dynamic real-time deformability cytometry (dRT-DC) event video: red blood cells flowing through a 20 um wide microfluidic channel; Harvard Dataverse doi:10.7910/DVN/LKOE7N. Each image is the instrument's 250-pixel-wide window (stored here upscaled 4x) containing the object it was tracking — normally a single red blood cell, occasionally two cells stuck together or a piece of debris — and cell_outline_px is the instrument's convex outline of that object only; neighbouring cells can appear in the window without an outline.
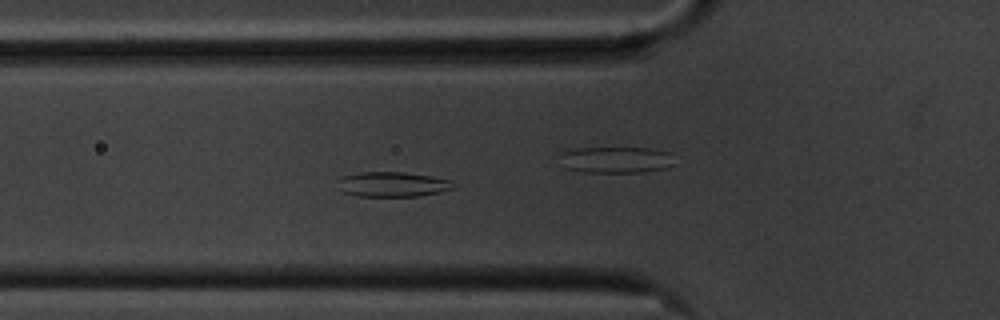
{"species": "common noctule bat (a hibernating species)", "species_latin": "Nyctalus noctula", "temperature_condition": "cold", "stored_images_in_passage": 46, "camera_frame_rate_fps": 3000, "um_per_image_px": 0.085, "animal": {"sex": "male", "body_mass_g": 20.1, "forearm_length_mm": 53.5}, "frame": {"image": 1, "passage_image": 8, "time_ms": 2.333, "image_size_px": [1000, 320], "cell_outline_px": [[456, 188], [440, 192], [420, 196], [356, 196], [344, 192], [336, 180], [344, 176], [360, 172], [404, 172], [432, 176], [448, 180]], "centroid_in_image_um": [33.37, 15.67], "position_along_channel_um": 92.4, "area_um2": 16.7}}
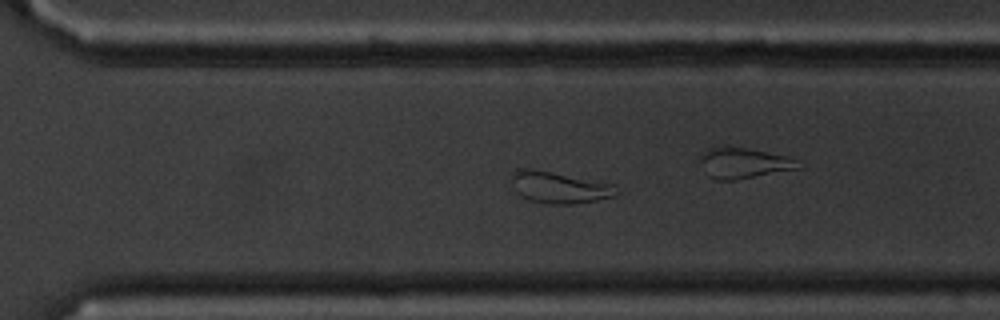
{"frame": {"image": 2, "passage_image": 28, "time_ms": 9.0, "image_size_px": [1000, 320], "cell_outline_px": [[620, 192], [612, 196], [596, 200], [576, 204], [552, 204], [528, 200], [520, 196], [516, 192], [508, 176], [516, 168], [528, 168], [552, 172], [612, 184]], "centroid_in_image_um": [47.44, 15.93], "position_along_channel_um": 323.2, "area_um2": 19.36}}
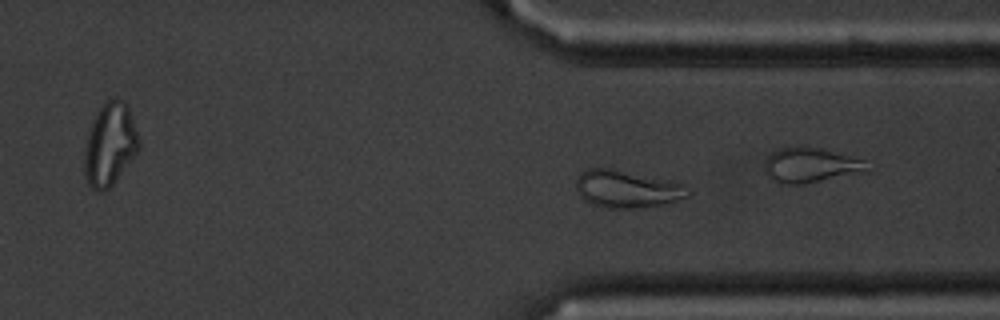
{"frame": {"image": 3, "passage_image": 31, "time_ms": 10.0, "image_size_px": [1000, 320], "cell_outline_px": [[692, 192], [688, 196], [660, 204], [636, 208], [604, 208], [592, 204], [584, 200], [580, 196], [576, 188], [576, 176], [580, 172], [588, 168], [612, 168], [668, 180], [680, 184], [688, 188]], "centroid_in_image_um": [53.22, 16.05], "position_along_channel_um": 358.2, "area_um2": 24.28}}